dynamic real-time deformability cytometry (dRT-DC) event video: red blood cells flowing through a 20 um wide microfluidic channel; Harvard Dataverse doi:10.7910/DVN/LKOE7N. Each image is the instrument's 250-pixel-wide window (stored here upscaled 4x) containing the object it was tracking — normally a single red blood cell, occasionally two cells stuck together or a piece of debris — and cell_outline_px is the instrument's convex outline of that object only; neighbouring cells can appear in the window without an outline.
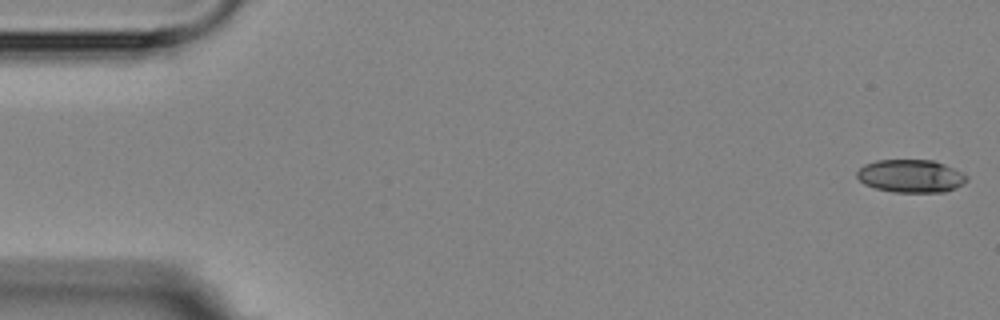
{"species": "Egyptian fruit bat (a non-hibernating species)", "species_latin": "Rousettus aegyptiacus", "temperature_condition": "room temperature", "stored_images_in_passage": 5, "camera_frame_rate_fps": 3000, "um_per_image_px": 0.085, "animal": {"sex": "female"}, "frame": {"image": 1, "passage_image": 1, "time_ms": 0.0, "image_size_px": [1000, 320], "cell_outline_px": [[968, 180], [964, 184], [956, 188], [944, 192], [892, 192], [876, 188], [864, 184], [856, 176], [856, 172], [864, 164], [876, 160], [932, 160], [944, 164], [968, 176]], "centroid_in_image_um": [77.41, 14.97], "position_along_channel_um": 7.6, "area_um2": 21.1}}
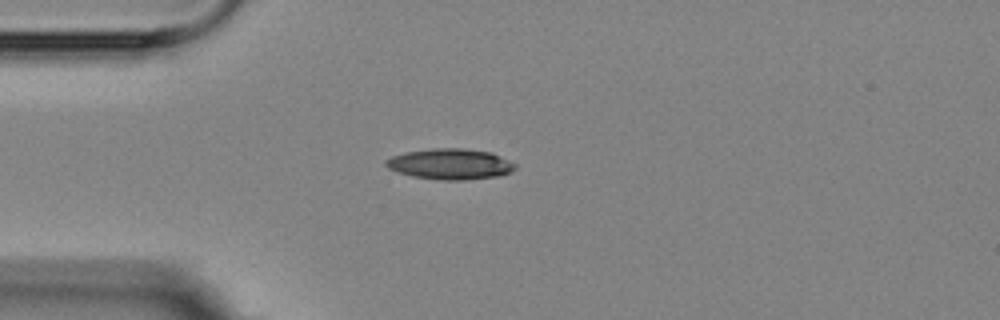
{"frame": {"image": 2, "passage_image": 5, "time_ms": 4.333, "image_size_px": [1000, 320], "cell_outline_px": [[516, 168], [500, 176], [464, 180], [440, 180], [412, 176], [388, 168], [384, 164], [384, 160], [392, 156], [404, 152], [432, 148], [464, 148], [492, 152], [516, 164]], "centroid_in_image_um": [38.26, 13.94], "position_along_channel_um": 46.7, "area_um2": 23.24}}